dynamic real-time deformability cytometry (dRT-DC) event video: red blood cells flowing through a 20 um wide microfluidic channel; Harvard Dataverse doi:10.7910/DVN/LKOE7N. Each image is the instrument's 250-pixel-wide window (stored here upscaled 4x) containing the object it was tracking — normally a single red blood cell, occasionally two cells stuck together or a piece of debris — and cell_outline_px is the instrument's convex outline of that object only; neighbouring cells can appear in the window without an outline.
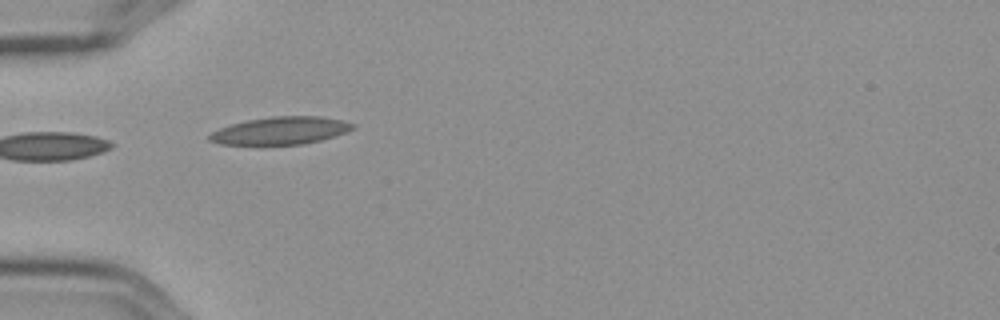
{"species": "Egyptian fruit bat (a non-hibernating species)", "species_latin": "Rousettus aegyptiacus", "temperature_condition": "cold", "stored_images_in_passage": 5, "camera_frame_rate_fps": 3000, "um_per_image_px": 0.085, "frame": {"image": 1, "passage_image": 1, "time_ms": 0.0, "image_size_px": [1000, 320], "cell_outline_px": [[356, 128], [348, 132], [320, 140], [300, 144], [220, 144], [208, 140], [208, 136], [212, 132], [220, 128], [232, 124], [248, 120], [272, 116], [320, 116], [344, 120], [356, 124]], "centroid_in_image_um": [23.91, 11.09], "position_along_channel_um": 61.1, "area_um2": 22.95}}
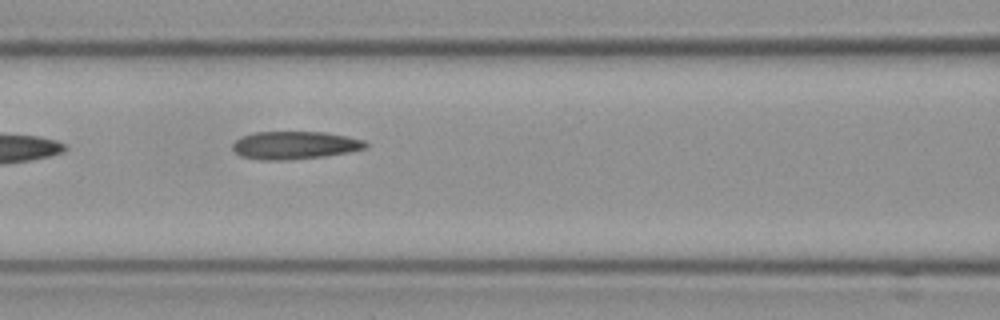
{"frame": {"image": 2, "passage_image": 3, "time_ms": 0.667, "image_size_px": [1000, 320], "cell_outline_px": [[368, 144], [364, 148], [348, 152], [324, 156], [288, 160], [260, 160], [240, 156], [232, 148], [232, 144], [240, 136], [256, 132], [324, 132], [364, 140]], "centroid_in_image_um": [25.0, 12.35], "position_along_channel_um": 141.6, "area_um2": 21.5}}
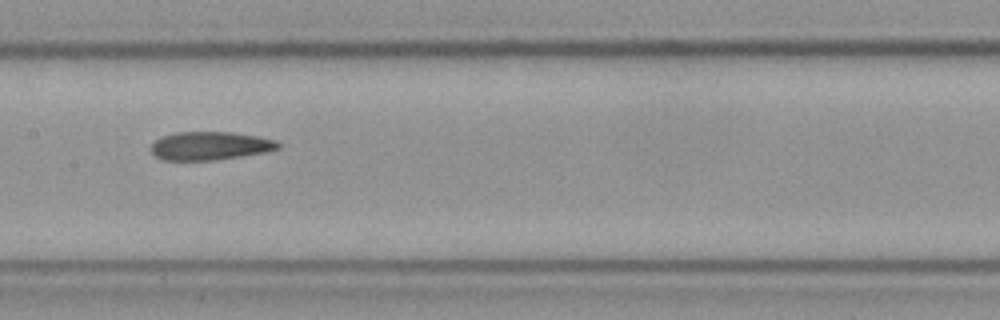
{"frame": {"image": 3, "passage_image": 4, "time_ms": 1.0, "image_size_px": [1000, 320], "cell_outline_px": [[280, 148], [268, 152], [216, 160], [164, 160], [156, 156], [152, 152], [152, 144], [160, 136], [176, 132], [232, 132], [256, 136], [276, 140], [280, 144]], "centroid_in_image_um": [17.88, 12.39], "position_along_channel_um": 189.5, "area_um2": 21.04}}